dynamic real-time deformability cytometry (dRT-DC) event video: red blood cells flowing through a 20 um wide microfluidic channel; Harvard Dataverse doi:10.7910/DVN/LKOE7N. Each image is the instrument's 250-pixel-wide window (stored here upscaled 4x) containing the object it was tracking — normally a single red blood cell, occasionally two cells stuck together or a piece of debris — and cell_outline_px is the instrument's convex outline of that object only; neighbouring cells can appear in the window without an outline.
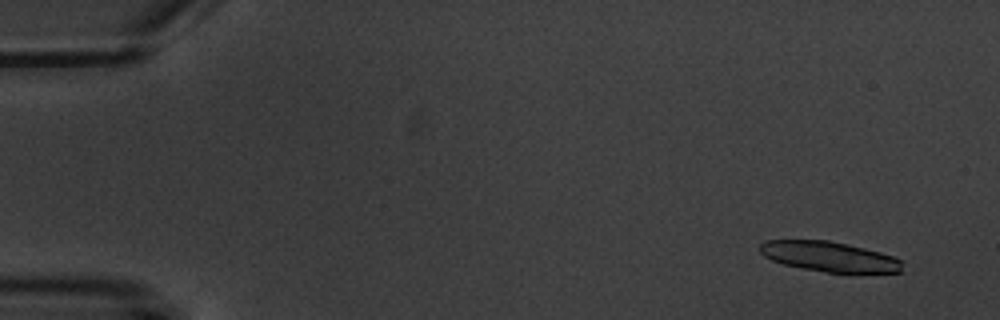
{"species": "common noctule bat (a hibernating species)", "species_latin": "Nyctalus noctula", "temperature_condition": "warm", "stored_images_in_passage": 16, "camera_frame_rate_fps": 3000, "um_per_image_px": 0.085, "animal": {"sex": "male", "body_mass_g": 20.1, "forearm_length_mm": 53.5}, "frame": {"image": 1, "passage_image": 1, "time_ms": 0.0, "image_size_px": [1000, 320], "cell_outline_px": [[904, 272], [828, 272], [804, 268], [784, 264], [772, 260], [764, 256], [760, 252], [760, 244], [764, 240], [828, 240], [864, 248], [880, 252], [892, 256], [900, 260]], "centroid_in_image_um": [70.47, 21.8], "position_along_channel_um": 14.5, "area_um2": 24.62}}
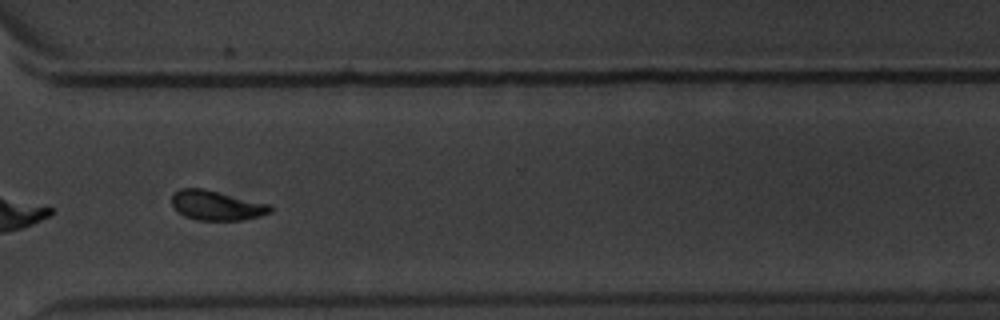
{"frame": {"image": 2, "passage_image": 12, "time_ms": 13.333, "image_size_px": [1000, 320], "cell_outline_px": [[272, 212], [260, 216], [240, 220], [200, 220], [184, 216], [172, 204], [172, 192], [180, 188], [204, 188], [272, 204]], "centroid_in_image_um": [18.44, 17.44], "position_along_channel_um": 352.2, "area_um2": 17.17}, "authors_computed_cell_mechanics": {"area_um2": 17.4267, "velocity_mm_per_s": 3.5241, "shape_relaxation_time_tau1_ms": 2.4086, "shape_relaxation_time_tau2_ms": 4.5884, "deformation_change_tau1": 0.1149, "deformation_change_tau2": 0.0847}}